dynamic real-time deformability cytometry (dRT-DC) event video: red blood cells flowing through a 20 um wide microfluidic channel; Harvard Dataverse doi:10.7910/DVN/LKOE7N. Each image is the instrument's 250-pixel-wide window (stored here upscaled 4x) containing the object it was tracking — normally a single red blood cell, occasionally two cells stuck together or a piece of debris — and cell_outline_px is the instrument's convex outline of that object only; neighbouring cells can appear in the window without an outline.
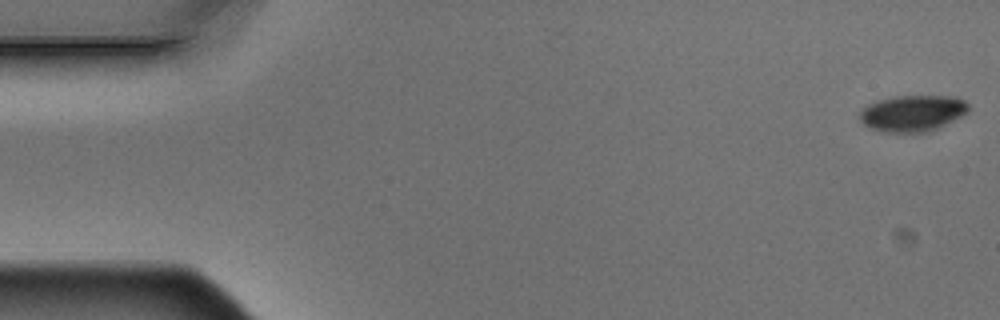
{"species": "Egyptian fruit bat (a non-hibernating species)", "species_latin": "Rousettus aegyptiacus", "temperature_condition": "warm", "stored_images_in_passage": 5, "camera_frame_rate_fps": 3000, "um_per_image_px": 0.085, "animal": {"sex": "male"}, "frame": {"image": 1, "passage_image": 1, "time_ms": 0.0, "image_size_px": [1000, 320], "cell_outline_px": [[968, 112], [928, 132], [884, 132], [872, 128], [864, 124], [860, 120], [860, 112], [868, 104], [876, 100], [896, 96], [956, 96], [964, 100], [968, 104]], "centroid_in_image_um": [77.56, 9.61], "position_along_channel_um": 7.4, "area_um2": 22.77}}
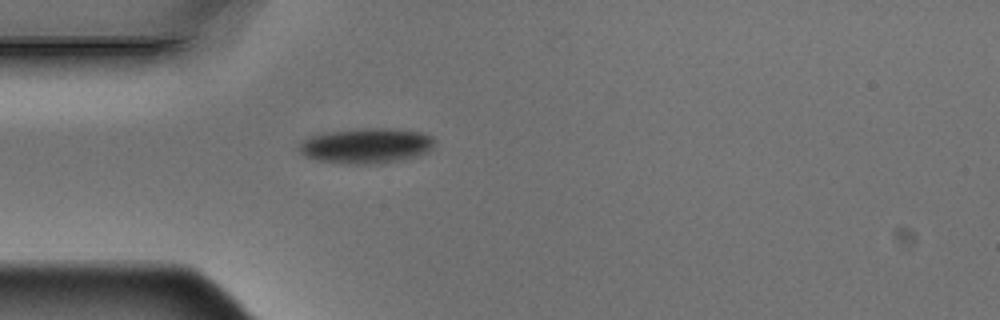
{"frame": {"image": 2, "passage_image": 5, "time_ms": 1.333, "image_size_px": [1000, 320], "cell_outline_px": [[436, 140], [432, 148], [428, 152], [404, 160], [384, 164], [348, 164], [320, 160], [304, 156], [300, 152], [300, 144], [304, 140], [312, 136], [324, 132], [364, 128], [388, 128], [420, 132], [432, 136]], "centroid_in_image_um": [31.19, 12.39], "position_along_channel_um": 53.8, "area_um2": 27.98}}